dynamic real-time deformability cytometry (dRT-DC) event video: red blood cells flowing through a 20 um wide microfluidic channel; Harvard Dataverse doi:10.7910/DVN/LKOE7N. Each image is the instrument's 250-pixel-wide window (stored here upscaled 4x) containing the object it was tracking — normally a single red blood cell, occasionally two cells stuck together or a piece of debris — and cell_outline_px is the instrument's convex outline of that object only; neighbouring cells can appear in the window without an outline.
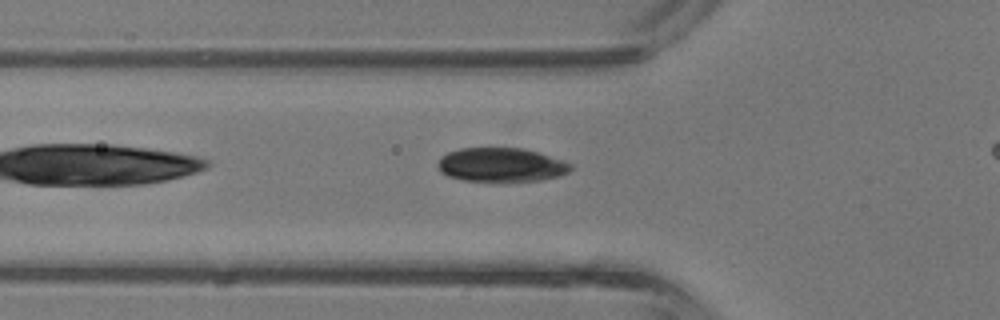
{"species": "common noctule bat (a hibernating species)", "species_latin": "Nyctalus noctula", "temperature_condition": "room temperature", "stored_images_in_passage": 23, "camera_frame_rate_fps": 3000, "um_per_image_px": 0.085, "animal": {"sex": "male", "body_mass_g": 13.3}, "frame": {"image": 1, "passage_image": 3, "time_ms": 0.667, "image_size_px": [1000, 320], "cell_outline_px": [[572, 168], [568, 172], [560, 176], [540, 180], [464, 180], [448, 176], [440, 172], [440, 156], [448, 152], [460, 148], [524, 148], [572, 164]], "centroid_in_image_um": [42.59, 14.0], "position_along_channel_um": 83.2, "area_um2": 25.72}}
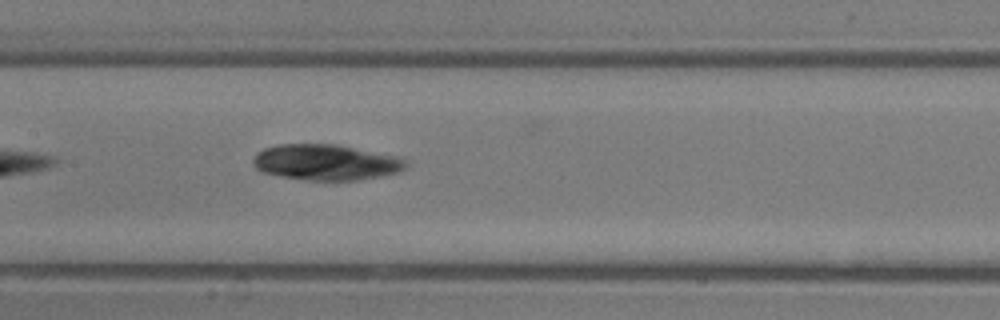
{"frame": {"image": 2, "passage_image": 9, "time_ms": 2.667, "image_size_px": [1000, 320], "cell_outline_px": [[408, 164], [404, 168], [396, 172], [380, 176], [356, 180], [308, 180], [280, 176], [264, 172], [256, 168], [252, 164], [252, 160], [256, 152], [264, 148], [280, 144], [336, 144], [396, 156], [404, 160]], "centroid_in_image_um": [27.65, 13.79], "position_along_channel_um": 179.8, "area_um2": 31.62}}
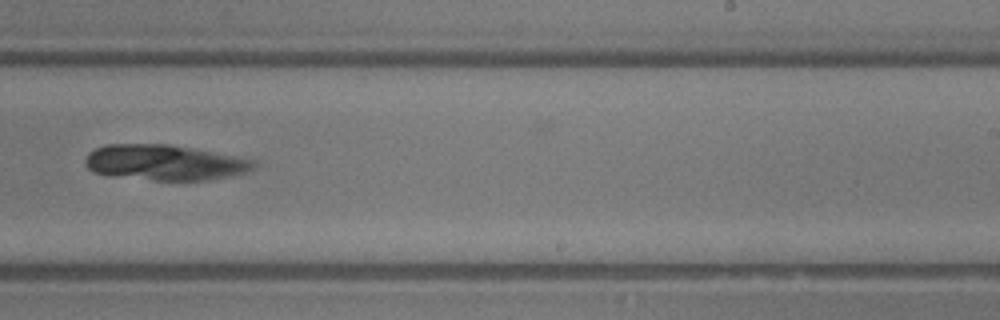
{"frame": {"image": 3, "passage_image": 15, "time_ms": 4.667, "image_size_px": [1000, 320], "cell_outline_px": [[256, 164], [252, 168], [244, 172], [212, 180], [156, 180], [108, 176], [96, 172], [88, 168], [84, 164], [84, 160], [88, 152], [104, 144], [168, 144], [240, 156], [252, 160]], "centroid_in_image_um": [13.95, 13.81], "position_along_channel_um": 275.1, "area_um2": 34.97}}